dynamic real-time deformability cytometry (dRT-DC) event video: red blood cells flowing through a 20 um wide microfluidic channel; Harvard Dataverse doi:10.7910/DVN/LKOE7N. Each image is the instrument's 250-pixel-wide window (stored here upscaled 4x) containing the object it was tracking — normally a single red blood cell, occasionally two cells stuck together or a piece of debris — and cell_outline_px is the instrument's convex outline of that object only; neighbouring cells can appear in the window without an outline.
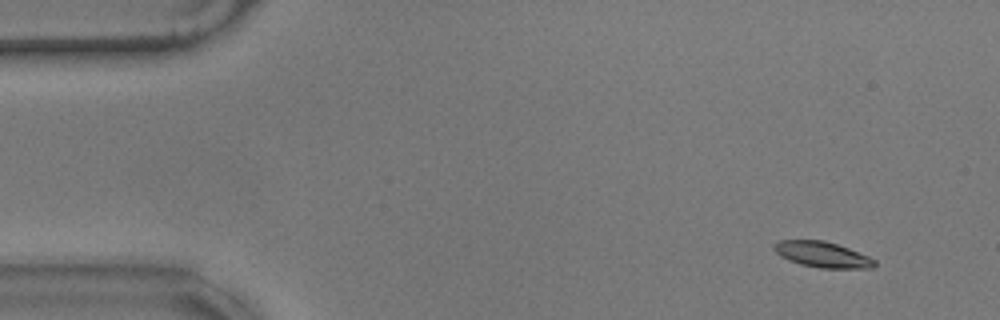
{"species": "common noctule bat (a hibernating species)", "species_latin": "Nyctalus noctula", "temperature_condition": "warm", "stored_images_in_passage": 10, "camera_frame_rate_fps": 3000, "um_per_image_px": 0.085, "animal": {"sex": "male", "body_mass_g": 17.9}, "frame": {"image": 1, "passage_image": 1, "time_ms": 0.0, "image_size_px": [1000, 320], "cell_outline_px": [[876, 264], [872, 268], [820, 268], [800, 264], [780, 256], [772, 248], [772, 244], [776, 240], [824, 240], [848, 248], [868, 256], [876, 260]], "centroid_in_image_um": [69.86, 21.63], "position_along_channel_um": 15.1, "area_um2": 15.09}}